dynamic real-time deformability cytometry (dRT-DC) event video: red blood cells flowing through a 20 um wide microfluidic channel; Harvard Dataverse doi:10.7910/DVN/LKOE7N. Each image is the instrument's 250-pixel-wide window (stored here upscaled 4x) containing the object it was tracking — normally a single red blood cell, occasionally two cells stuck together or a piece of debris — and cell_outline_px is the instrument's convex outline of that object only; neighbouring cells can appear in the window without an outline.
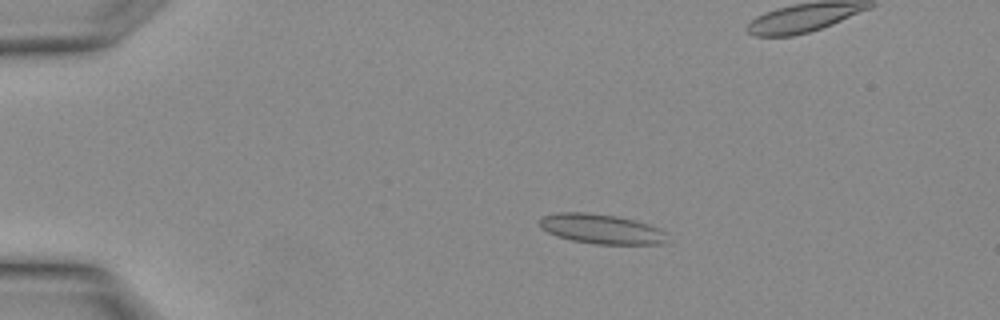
{"species": "Egyptian fruit bat (a non-hibernating species)", "species_latin": "Rousettus aegyptiacus", "temperature_condition": "warm", "stored_images_in_passage": 17, "camera_frame_rate_fps": 3000, "um_per_image_px": 0.085, "animal": {"sex": "female"}, "frame": {"image": 1, "passage_image": 7, "time_ms": 2.0, "image_size_px": [1000, 320], "cell_outline_px": [[664, 244], [596, 244], [572, 240], [556, 236], [540, 228], [540, 216], [560, 212], [584, 212], [616, 216], [648, 224], [664, 232]], "centroid_in_image_um": [51.03, 19.46], "position_along_channel_um": 34.0, "area_um2": 21.79}}
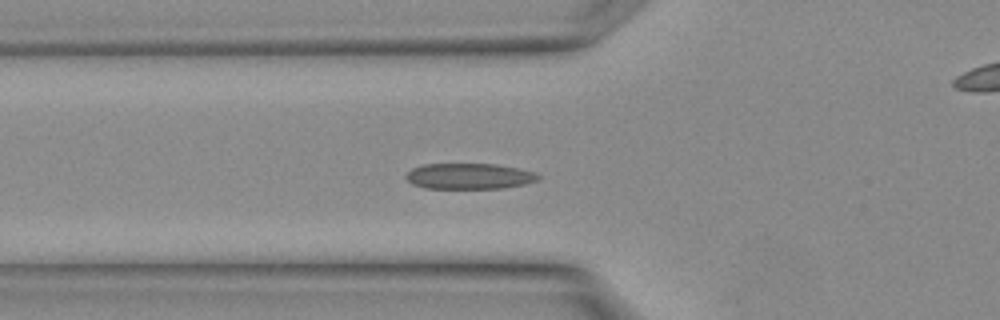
{"frame": {"image": 2, "passage_image": 12, "time_ms": 3.667, "image_size_px": [1000, 320], "cell_outline_px": [[540, 176], [536, 180], [524, 184], [500, 188], [424, 188], [412, 184], [404, 176], [412, 168], [420, 164], [496, 164], [520, 168], [536, 172]], "centroid_in_image_um": [39.86, 14.96], "position_along_channel_um": 85.9, "area_um2": 19.88}}
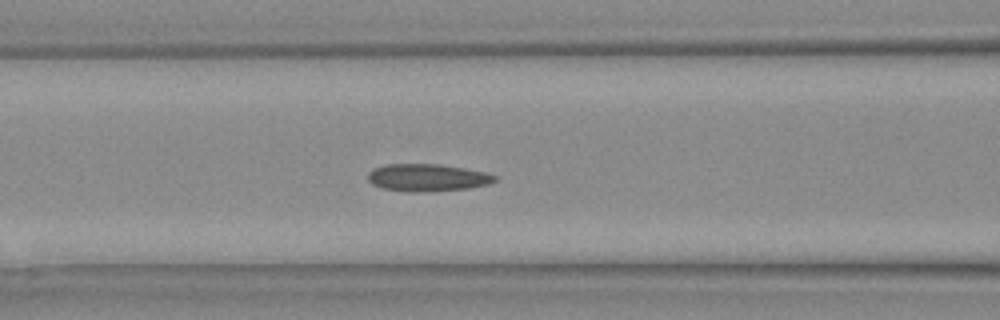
{"frame": {"image": 3, "passage_image": 14, "time_ms": 4.333, "image_size_px": [1000, 320], "cell_outline_px": [[496, 180], [488, 184], [468, 188], [424, 192], [420, 192], [380, 188], [372, 184], [368, 180], [368, 172], [372, 168], [384, 164], [440, 164], [488, 172], [496, 176]], "centroid_in_image_um": [36.3, 15.08], "position_along_channel_um": 130.3, "area_um2": 20.29}}